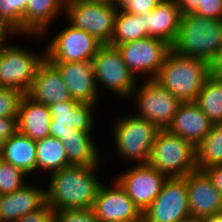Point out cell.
<instances>
[{"label":"cell","mask_w":222,"mask_h":222,"mask_svg":"<svg viewBox=\"0 0 222 222\" xmlns=\"http://www.w3.org/2000/svg\"><path fill=\"white\" fill-rule=\"evenodd\" d=\"M99 166H68L50 175L45 189L46 204L55 212L63 209H92L102 181Z\"/></svg>","instance_id":"1"},{"label":"cell","mask_w":222,"mask_h":222,"mask_svg":"<svg viewBox=\"0 0 222 222\" xmlns=\"http://www.w3.org/2000/svg\"><path fill=\"white\" fill-rule=\"evenodd\" d=\"M222 46V20L198 16H181L180 26L171 50L182 57L209 62Z\"/></svg>","instance_id":"2"},{"label":"cell","mask_w":222,"mask_h":222,"mask_svg":"<svg viewBox=\"0 0 222 222\" xmlns=\"http://www.w3.org/2000/svg\"><path fill=\"white\" fill-rule=\"evenodd\" d=\"M209 76L208 62L198 58L182 57L171 50L154 80L182 103H186L196 101Z\"/></svg>","instance_id":"3"},{"label":"cell","mask_w":222,"mask_h":222,"mask_svg":"<svg viewBox=\"0 0 222 222\" xmlns=\"http://www.w3.org/2000/svg\"><path fill=\"white\" fill-rule=\"evenodd\" d=\"M148 164L168 178L185 177L197 171L195 146L168 129H160Z\"/></svg>","instance_id":"4"},{"label":"cell","mask_w":222,"mask_h":222,"mask_svg":"<svg viewBox=\"0 0 222 222\" xmlns=\"http://www.w3.org/2000/svg\"><path fill=\"white\" fill-rule=\"evenodd\" d=\"M65 16L73 27L84 30L99 42L110 44L117 14L116 3L101 0H69Z\"/></svg>","instance_id":"5"},{"label":"cell","mask_w":222,"mask_h":222,"mask_svg":"<svg viewBox=\"0 0 222 222\" xmlns=\"http://www.w3.org/2000/svg\"><path fill=\"white\" fill-rule=\"evenodd\" d=\"M113 125L114 141L121 157L136 160V164H147L160 129L135 114L121 116Z\"/></svg>","instance_id":"6"},{"label":"cell","mask_w":222,"mask_h":222,"mask_svg":"<svg viewBox=\"0 0 222 222\" xmlns=\"http://www.w3.org/2000/svg\"><path fill=\"white\" fill-rule=\"evenodd\" d=\"M132 96L135 97L139 111L138 117L147 119L159 129H167L182 102L168 89L154 79L145 80L140 86L136 84Z\"/></svg>","instance_id":"7"},{"label":"cell","mask_w":222,"mask_h":222,"mask_svg":"<svg viewBox=\"0 0 222 222\" xmlns=\"http://www.w3.org/2000/svg\"><path fill=\"white\" fill-rule=\"evenodd\" d=\"M28 50L14 44H7L0 49V87L27 94L37 67L45 59V50L43 55Z\"/></svg>","instance_id":"8"},{"label":"cell","mask_w":222,"mask_h":222,"mask_svg":"<svg viewBox=\"0 0 222 222\" xmlns=\"http://www.w3.org/2000/svg\"><path fill=\"white\" fill-rule=\"evenodd\" d=\"M97 89L102 85L119 97L127 99L132 95L138 82L124 63L117 47L102 45L92 59Z\"/></svg>","instance_id":"9"},{"label":"cell","mask_w":222,"mask_h":222,"mask_svg":"<svg viewBox=\"0 0 222 222\" xmlns=\"http://www.w3.org/2000/svg\"><path fill=\"white\" fill-rule=\"evenodd\" d=\"M117 49L135 78L139 77L138 75H147L145 79L149 80L157 76L167 54L171 51V45L162 39L148 36L118 45Z\"/></svg>","instance_id":"10"},{"label":"cell","mask_w":222,"mask_h":222,"mask_svg":"<svg viewBox=\"0 0 222 222\" xmlns=\"http://www.w3.org/2000/svg\"><path fill=\"white\" fill-rule=\"evenodd\" d=\"M68 25L48 43L45 57L50 62H91L103 44L84 30Z\"/></svg>","instance_id":"11"},{"label":"cell","mask_w":222,"mask_h":222,"mask_svg":"<svg viewBox=\"0 0 222 222\" xmlns=\"http://www.w3.org/2000/svg\"><path fill=\"white\" fill-rule=\"evenodd\" d=\"M143 215L145 222H178L189 216L185 178H168Z\"/></svg>","instance_id":"12"},{"label":"cell","mask_w":222,"mask_h":222,"mask_svg":"<svg viewBox=\"0 0 222 222\" xmlns=\"http://www.w3.org/2000/svg\"><path fill=\"white\" fill-rule=\"evenodd\" d=\"M168 177L147 164H136L116 179L143 213L160 194Z\"/></svg>","instance_id":"13"},{"label":"cell","mask_w":222,"mask_h":222,"mask_svg":"<svg viewBox=\"0 0 222 222\" xmlns=\"http://www.w3.org/2000/svg\"><path fill=\"white\" fill-rule=\"evenodd\" d=\"M113 187L102 184L98 190L92 210L100 222H119L139 217L142 212L129 198L117 180Z\"/></svg>","instance_id":"14"},{"label":"cell","mask_w":222,"mask_h":222,"mask_svg":"<svg viewBox=\"0 0 222 222\" xmlns=\"http://www.w3.org/2000/svg\"><path fill=\"white\" fill-rule=\"evenodd\" d=\"M60 72L73 100L98 104L99 92L95 83L92 62H51Z\"/></svg>","instance_id":"15"},{"label":"cell","mask_w":222,"mask_h":222,"mask_svg":"<svg viewBox=\"0 0 222 222\" xmlns=\"http://www.w3.org/2000/svg\"><path fill=\"white\" fill-rule=\"evenodd\" d=\"M190 215L204 218L222 212V194L200 170L185 177Z\"/></svg>","instance_id":"16"},{"label":"cell","mask_w":222,"mask_h":222,"mask_svg":"<svg viewBox=\"0 0 222 222\" xmlns=\"http://www.w3.org/2000/svg\"><path fill=\"white\" fill-rule=\"evenodd\" d=\"M97 105L80 103L75 100L58 102L49 106L52 120L50 136L59 138L68 130L93 131V109Z\"/></svg>","instance_id":"17"},{"label":"cell","mask_w":222,"mask_h":222,"mask_svg":"<svg viewBox=\"0 0 222 222\" xmlns=\"http://www.w3.org/2000/svg\"><path fill=\"white\" fill-rule=\"evenodd\" d=\"M26 95L46 106L72 100L60 72L46 57L37 67L30 90Z\"/></svg>","instance_id":"18"},{"label":"cell","mask_w":222,"mask_h":222,"mask_svg":"<svg viewBox=\"0 0 222 222\" xmlns=\"http://www.w3.org/2000/svg\"><path fill=\"white\" fill-rule=\"evenodd\" d=\"M45 204V189L26 183L15 192L0 195V217L2 222H16L24 215L40 210Z\"/></svg>","instance_id":"19"},{"label":"cell","mask_w":222,"mask_h":222,"mask_svg":"<svg viewBox=\"0 0 222 222\" xmlns=\"http://www.w3.org/2000/svg\"><path fill=\"white\" fill-rule=\"evenodd\" d=\"M212 125L195 102H186L180 105L167 129L196 147L210 132Z\"/></svg>","instance_id":"20"},{"label":"cell","mask_w":222,"mask_h":222,"mask_svg":"<svg viewBox=\"0 0 222 222\" xmlns=\"http://www.w3.org/2000/svg\"><path fill=\"white\" fill-rule=\"evenodd\" d=\"M181 13L175 0H163L152 11L144 14L145 31L172 45L176 39Z\"/></svg>","instance_id":"21"},{"label":"cell","mask_w":222,"mask_h":222,"mask_svg":"<svg viewBox=\"0 0 222 222\" xmlns=\"http://www.w3.org/2000/svg\"><path fill=\"white\" fill-rule=\"evenodd\" d=\"M49 106L40 104L24 94L21 98L18 116L17 131L37 141L50 136Z\"/></svg>","instance_id":"22"},{"label":"cell","mask_w":222,"mask_h":222,"mask_svg":"<svg viewBox=\"0 0 222 222\" xmlns=\"http://www.w3.org/2000/svg\"><path fill=\"white\" fill-rule=\"evenodd\" d=\"M92 131L68 130L58 139L64 144L68 166H98L99 146L93 142ZM98 148V149H97Z\"/></svg>","instance_id":"23"},{"label":"cell","mask_w":222,"mask_h":222,"mask_svg":"<svg viewBox=\"0 0 222 222\" xmlns=\"http://www.w3.org/2000/svg\"><path fill=\"white\" fill-rule=\"evenodd\" d=\"M64 10V0H30L22 22V36L41 37Z\"/></svg>","instance_id":"24"},{"label":"cell","mask_w":222,"mask_h":222,"mask_svg":"<svg viewBox=\"0 0 222 222\" xmlns=\"http://www.w3.org/2000/svg\"><path fill=\"white\" fill-rule=\"evenodd\" d=\"M0 158L22 170L28 177L37 171L36 143L18 131L2 143Z\"/></svg>","instance_id":"25"},{"label":"cell","mask_w":222,"mask_h":222,"mask_svg":"<svg viewBox=\"0 0 222 222\" xmlns=\"http://www.w3.org/2000/svg\"><path fill=\"white\" fill-rule=\"evenodd\" d=\"M37 149V170L49 173L68 167L64 144L53 136L35 141Z\"/></svg>","instance_id":"26"},{"label":"cell","mask_w":222,"mask_h":222,"mask_svg":"<svg viewBox=\"0 0 222 222\" xmlns=\"http://www.w3.org/2000/svg\"><path fill=\"white\" fill-rule=\"evenodd\" d=\"M148 37L145 31L144 14L137 15L117 11L114 31L109 45H118Z\"/></svg>","instance_id":"27"},{"label":"cell","mask_w":222,"mask_h":222,"mask_svg":"<svg viewBox=\"0 0 222 222\" xmlns=\"http://www.w3.org/2000/svg\"><path fill=\"white\" fill-rule=\"evenodd\" d=\"M195 151L198 170L222 165V123L211 126L210 132L195 147Z\"/></svg>","instance_id":"28"},{"label":"cell","mask_w":222,"mask_h":222,"mask_svg":"<svg viewBox=\"0 0 222 222\" xmlns=\"http://www.w3.org/2000/svg\"><path fill=\"white\" fill-rule=\"evenodd\" d=\"M195 103L212 124L222 123V81L210 75L198 93Z\"/></svg>","instance_id":"29"},{"label":"cell","mask_w":222,"mask_h":222,"mask_svg":"<svg viewBox=\"0 0 222 222\" xmlns=\"http://www.w3.org/2000/svg\"><path fill=\"white\" fill-rule=\"evenodd\" d=\"M22 170L0 158V195L10 194L22 188L27 177Z\"/></svg>","instance_id":"30"},{"label":"cell","mask_w":222,"mask_h":222,"mask_svg":"<svg viewBox=\"0 0 222 222\" xmlns=\"http://www.w3.org/2000/svg\"><path fill=\"white\" fill-rule=\"evenodd\" d=\"M23 95L19 90L0 87V118L17 117Z\"/></svg>","instance_id":"31"},{"label":"cell","mask_w":222,"mask_h":222,"mask_svg":"<svg viewBox=\"0 0 222 222\" xmlns=\"http://www.w3.org/2000/svg\"><path fill=\"white\" fill-rule=\"evenodd\" d=\"M54 213L56 222H100L92 209H63Z\"/></svg>","instance_id":"32"},{"label":"cell","mask_w":222,"mask_h":222,"mask_svg":"<svg viewBox=\"0 0 222 222\" xmlns=\"http://www.w3.org/2000/svg\"><path fill=\"white\" fill-rule=\"evenodd\" d=\"M163 0H118L117 11L143 15L152 11Z\"/></svg>","instance_id":"33"},{"label":"cell","mask_w":222,"mask_h":222,"mask_svg":"<svg viewBox=\"0 0 222 222\" xmlns=\"http://www.w3.org/2000/svg\"><path fill=\"white\" fill-rule=\"evenodd\" d=\"M0 17L19 34V0H0Z\"/></svg>","instance_id":"34"},{"label":"cell","mask_w":222,"mask_h":222,"mask_svg":"<svg viewBox=\"0 0 222 222\" xmlns=\"http://www.w3.org/2000/svg\"><path fill=\"white\" fill-rule=\"evenodd\" d=\"M194 14L214 20H222V0H201Z\"/></svg>","instance_id":"35"},{"label":"cell","mask_w":222,"mask_h":222,"mask_svg":"<svg viewBox=\"0 0 222 222\" xmlns=\"http://www.w3.org/2000/svg\"><path fill=\"white\" fill-rule=\"evenodd\" d=\"M16 222H56L54 211L45 204L40 210L28 213Z\"/></svg>","instance_id":"36"},{"label":"cell","mask_w":222,"mask_h":222,"mask_svg":"<svg viewBox=\"0 0 222 222\" xmlns=\"http://www.w3.org/2000/svg\"><path fill=\"white\" fill-rule=\"evenodd\" d=\"M17 132V117L0 118V147L2 143Z\"/></svg>","instance_id":"37"},{"label":"cell","mask_w":222,"mask_h":222,"mask_svg":"<svg viewBox=\"0 0 222 222\" xmlns=\"http://www.w3.org/2000/svg\"><path fill=\"white\" fill-rule=\"evenodd\" d=\"M209 74L222 81V46L208 62Z\"/></svg>","instance_id":"38"},{"label":"cell","mask_w":222,"mask_h":222,"mask_svg":"<svg viewBox=\"0 0 222 222\" xmlns=\"http://www.w3.org/2000/svg\"><path fill=\"white\" fill-rule=\"evenodd\" d=\"M202 171L208 176L214 187L222 194V165L205 168Z\"/></svg>","instance_id":"39"},{"label":"cell","mask_w":222,"mask_h":222,"mask_svg":"<svg viewBox=\"0 0 222 222\" xmlns=\"http://www.w3.org/2000/svg\"><path fill=\"white\" fill-rule=\"evenodd\" d=\"M181 15L194 13L200 6L201 0H175Z\"/></svg>","instance_id":"40"},{"label":"cell","mask_w":222,"mask_h":222,"mask_svg":"<svg viewBox=\"0 0 222 222\" xmlns=\"http://www.w3.org/2000/svg\"><path fill=\"white\" fill-rule=\"evenodd\" d=\"M9 34L16 35L18 32L0 17V49L7 45L6 39L9 38Z\"/></svg>","instance_id":"41"},{"label":"cell","mask_w":222,"mask_h":222,"mask_svg":"<svg viewBox=\"0 0 222 222\" xmlns=\"http://www.w3.org/2000/svg\"><path fill=\"white\" fill-rule=\"evenodd\" d=\"M30 0H19V35H22V22L25 16V10Z\"/></svg>","instance_id":"42"},{"label":"cell","mask_w":222,"mask_h":222,"mask_svg":"<svg viewBox=\"0 0 222 222\" xmlns=\"http://www.w3.org/2000/svg\"><path fill=\"white\" fill-rule=\"evenodd\" d=\"M202 222H222V212L202 218Z\"/></svg>","instance_id":"43"},{"label":"cell","mask_w":222,"mask_h":222,"mask_svg":"<svg viewBox=\"0 0 222 222\" xmlns=\"http://www.w3.org/2000/svg\"><path fill=\"white\" fill-rule=\"evenodd\" d=\"M178 222H202V218L189 215Z\"/></svg>","instance_id":"44"},{"label":"cell","mask_w":222,"mask_h":222,"mask_svg":"<svg viewBox=\"0 0 222 222\" xmlns=\"http://www.w3.org/2000/svg\"><path fill=\"white\" fill-rule=\"evenodd\" d=\"M119 222H145V219H144V215H143V213H142L139 217H137V218H135V219H132V220H124V221H119Z\"/></svg>","instance_id":"45"},{"label":"cell","mask_w":222,"mask_h":222,"mask_svg":"<svg viewBox=\"0 0 222 222\" xmlns=\"http://www.w3.org/2000/svg\"><path fill=\"white\" fill-rule=\"evenodd\" d=\"M101 1L116 3L118 0H101Z\"/></svg>","instance_id":"46"}]
</instances>
